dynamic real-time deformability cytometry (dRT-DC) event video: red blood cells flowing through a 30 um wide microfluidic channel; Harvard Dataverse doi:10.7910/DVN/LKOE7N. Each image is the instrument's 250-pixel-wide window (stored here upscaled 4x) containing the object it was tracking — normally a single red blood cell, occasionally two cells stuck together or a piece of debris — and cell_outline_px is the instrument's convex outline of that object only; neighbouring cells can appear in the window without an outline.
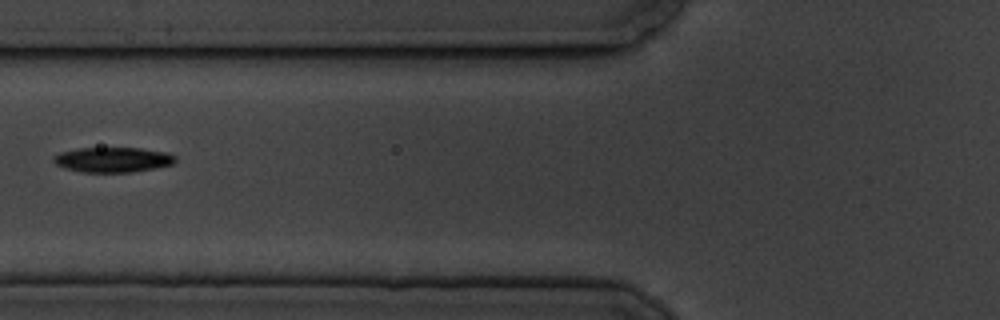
{"species": "common noctule bat (a hibernating species)", "species_latin": "Nyctalus noctula", "temperature_condition": "cold", "stored_images_in_passage": 9, "camera_frame_rate_fps": 3000, "um_per_image_px": 0.085, "animal": {"sex": "male", "body_mass_g": 19.5, "forearm_length_mm": 54.6}, "frame": {"image": 1, "passage_image": 7, "time_ms": 7.0, "image_size_px": [1000, 320], "cell_outline_px": [[176, 160], [172, 164], [156, 168], [132, 172], [84, 172], [64, 168], [56, 164], [52, 160], [52, 156], [60, 152], [76, 148], [140, 148], [168, 152], [176, 156]], "centroid_in_image_um": [9.58, 13.57], "position_along_channel_um": 116.2, "area_um2": 17.92}}
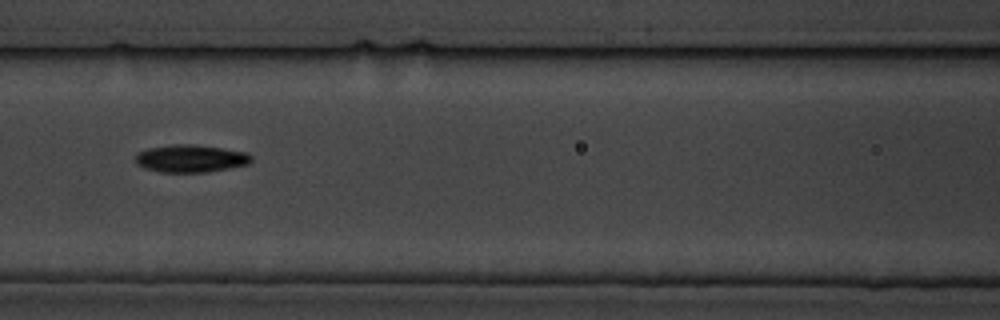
{"frame": {"image": 2, "passage_image": 8, "time_ms": 8.0, "image_size_px": [1000, 320], "cell_outline_px": [[252, 160], [248, 164], [208, 172], [160, 172], [144, 168], [136, 164], [136, 152], [148, 148], [176, 144], [196, 144], [248, 152], [252, 156]], "centroid_in_image_um": [16.2, 13.47], "position_along_channel_um": 150.4, "area_um2": 18.73}}
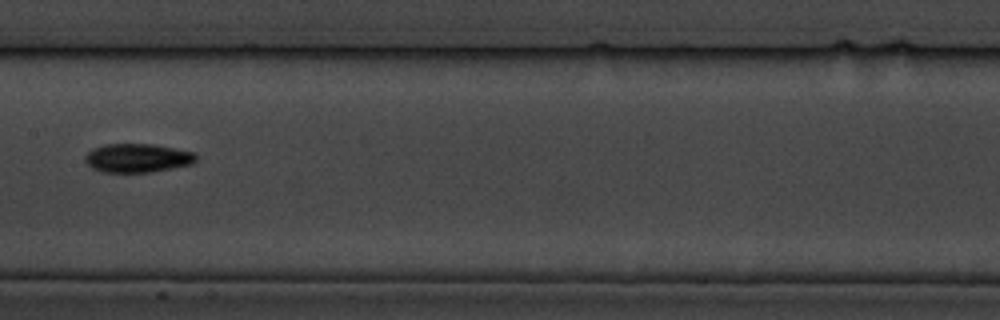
{"frame": {"image": 3, "passage_image": 9, "time_ms": 9.333, "image_size_px": [1000, 320], "cell_outline_px": [[196, 160], [192, 164], [172, 168], [148, 172], [100, 172], [92, 168], [84, 160], [84, 156], [92, 148], [104, 144], [152, 144], [196, 152]], "centroid_in_image_um": [11.66, 13.42], "position_along_channel_um": 195.7, "area_um2": 18.67}}